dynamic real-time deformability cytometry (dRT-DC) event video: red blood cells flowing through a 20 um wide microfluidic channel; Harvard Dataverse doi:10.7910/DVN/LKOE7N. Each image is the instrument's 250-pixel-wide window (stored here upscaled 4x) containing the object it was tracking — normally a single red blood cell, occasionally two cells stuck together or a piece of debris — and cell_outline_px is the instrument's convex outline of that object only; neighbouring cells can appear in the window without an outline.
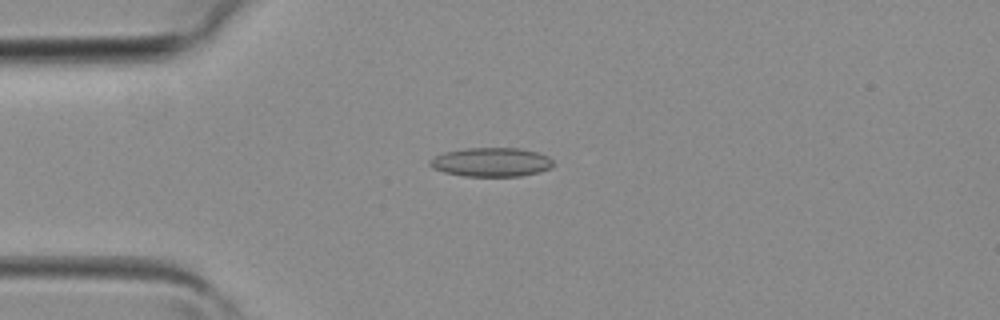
{"species": "common noctule bat (a hibernating species)", "species_latin": "Nyctalus noctula", "temperature_condition": "room temperature", "stored_images_in_passage": 3, "camera_frame_rate_fps": 3000, "um_per_image_px": 0.085, "animal": {"sex": "female", "body_mass_g": 19.3, "forearm_length_mm": 54.1}, "frame": {"image": 1, "passage_image": 2, "time_ms": 0.333, "image_size_px": [1000, 320], "cell_outline_px": [[552, 164], [548, 168], [540, 172], [520, 176], [464, 176], [444, 172], [432, 168], [428, 164], [428, 160], [444, 152], [468, 148], [520, 148], [536, 152], [548, 156], [552, 160]], "centroid_in_image_um": [41.72, 13.78], "position_along_channel_um": 43.3, "area_um2": 20.75}}
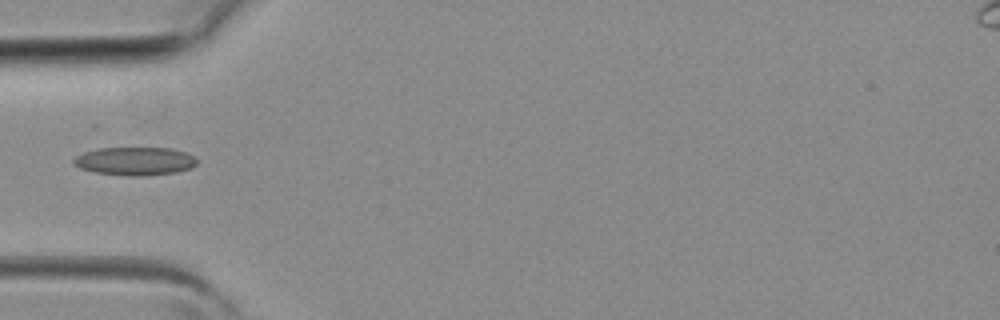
{"frame": {"image": 2, "passage_image": 3, "time_ms": 0.667, "image_size_px": [1000, 320], "cell_outline_px": [[196, 164], [192, 168], [176, 172], [144, 176], [128, 176], [96, 172], [80, 168], [72, 164], [72, 160], [76, 156], [84, 152], [100, 148], [172, 148], [188, 152], [196, 156]], "centroid_in_image_um": [11.5, 13.69], "position_along_channel_um": 73.5, "area_um2": 20.46}}